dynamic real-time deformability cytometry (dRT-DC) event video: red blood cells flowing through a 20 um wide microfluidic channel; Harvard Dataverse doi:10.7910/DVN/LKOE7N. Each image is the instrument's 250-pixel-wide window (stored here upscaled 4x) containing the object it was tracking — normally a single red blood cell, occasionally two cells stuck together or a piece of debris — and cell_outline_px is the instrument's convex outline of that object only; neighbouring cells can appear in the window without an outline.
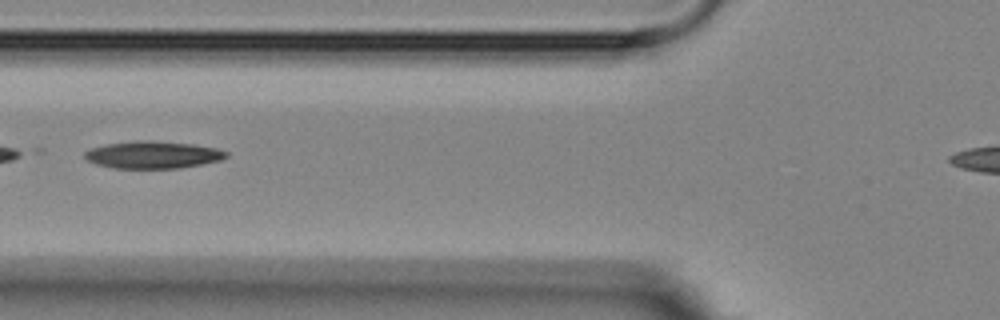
{"species": "Egyptian fruit bat (a non-hibernating species)", "species_latin": "Rousettus aegyptiacus", "temperature_condition": "room temperature", "stored_images_in_passage": 3, "camera_frame_rate_fps": 3000, "um_per_image_px": 0.085, "animal": {"sex": "female"}, "frame": {"image": 1, "passage_image": 3, "time_ms": 5.333, "image_size_px": [1000, 320], "cell_outline_px": [[228, 156], [220, 160], [180, 168], [112, 168], [96, 164], [88, 160], [84, 156], [84, 152], [92, 148], [108, 144], [136, 140], [152, 140], [192, 144], [216, 148], [228, 152]], "centroid_in_image_um": [12.99, 13.15], "position_along_channel_um": 112.8, "area_um2": 22.37}}